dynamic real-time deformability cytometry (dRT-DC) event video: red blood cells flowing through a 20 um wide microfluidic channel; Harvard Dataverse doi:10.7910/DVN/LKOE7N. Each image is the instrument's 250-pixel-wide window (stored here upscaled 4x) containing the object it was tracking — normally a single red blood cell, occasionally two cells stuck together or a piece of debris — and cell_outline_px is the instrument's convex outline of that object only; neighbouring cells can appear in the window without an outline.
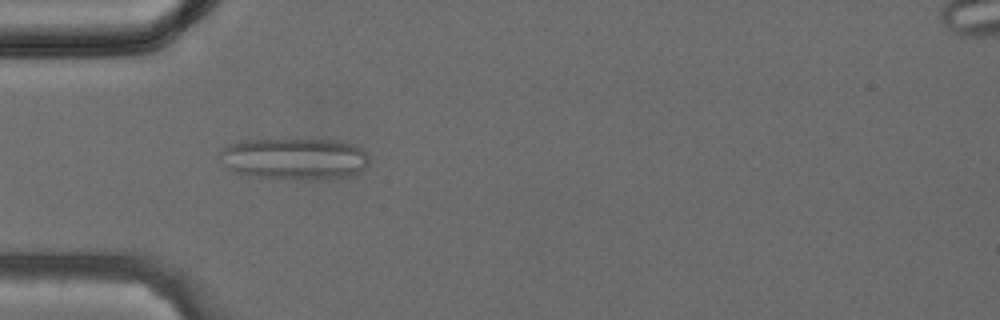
{"species": "common noctule bat (a hibernating species)", "species_latin": "Nyctalus noctula", "temperature_condition": "cold", "stored_images_in_passage": 13, "camera_frame_rate_fps": 3000, "um_per_image_px": 0.085, "animal": {"sex": "female", "body_mass_g": 24.6, "forearm_length_mm": 56.2}, "frame": {"image": 1, "passage_image": 1, "time_ms": 0.0, "image_size_px": [1000, 320], "cell_outline_px": [[368, 164], [364, 168], [348, 176], [256, 176], [232, 172], [216, 156], [228, 144], [244, 140], [340, 140], [356, 144], [368, 156]], "centroid_in_image_um": [24.97, 13.42], "position_along_channel_um": 60.0, "area_um2": 34.85}}